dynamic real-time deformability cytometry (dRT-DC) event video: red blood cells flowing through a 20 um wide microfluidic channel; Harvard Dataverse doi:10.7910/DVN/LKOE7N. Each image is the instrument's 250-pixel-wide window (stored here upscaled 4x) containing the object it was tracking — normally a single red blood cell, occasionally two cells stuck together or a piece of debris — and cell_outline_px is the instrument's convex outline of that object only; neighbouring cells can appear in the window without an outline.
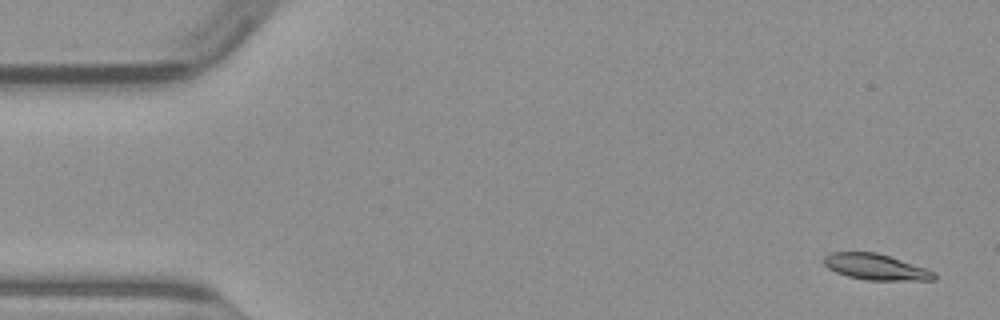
{"species": "common noctule bat (a hibernating species)", "species_latin": "Nyctalus noctula", "temperature_condition": "warm", "stored_images_in_passage": 50, "camera_frame_rate_fps": 3000, "um_per_image_px": 0.085, "animal": {"sex": "male", "body_mass_g": 23.1, "forearm_length_mm": 52.7}, "frame": {"image": 1, "passage_image": 2, "time_ms": 0.333, "image_size_px": [1000, 320], "cell_outline_px": [[936, 280], [864, 280], [848, 276], [836, 272], [828, 268], [824, 264], [824, 256], [832, 252], [876, 252], [936, 272]], "centroid_in_image_um": [74.42, 22.7], "position_along_channel_um": 10.6, "area_um2": 16.47}}
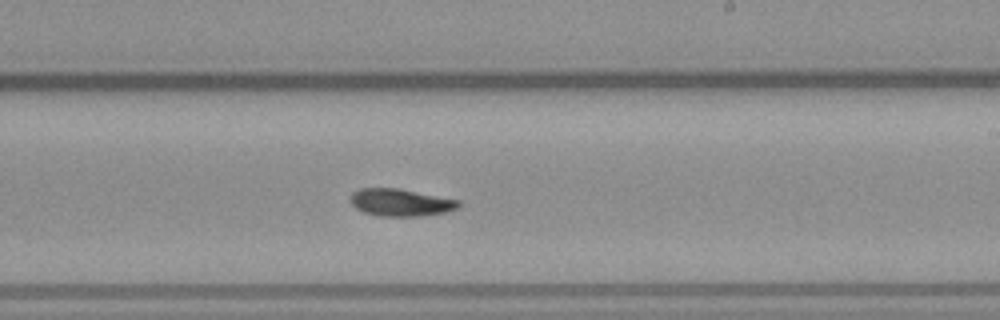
{"frame": {"image": 2, "passage_image": 29, "time_ms": 9.333, "image_size_px": [1000, 320], "cell_outline_px": [[460, 204], [456, 208], [444, 212], [424, 216], [376, 216], [364, 212], [356, 208], [348, 200], [352, 192], [360, 188], [400, 188], [460, 200]], "centroid_in_image_um": [34.01, 17.2], "position_along_channel_um": 255.0, "area_um2": 17.4}}
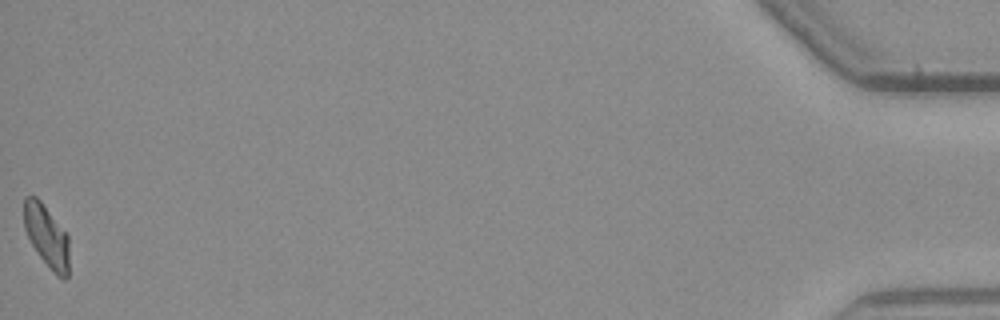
{"frame": {"image": 3, "passage_image": 50, "time_ms": 16.333, "image_size_px": [1000, 320], "cell_outline_px": [[68, 276], [64, 280], [56, 276], [52, 272], [36, 252], [24, 228], [24, 196], [36, 196], [40, 200], [68, 236]], "centroid_in_image_um": [3.96, 20.1], "position_along_channel_um": 431.2, "area_um2": 16.3}}